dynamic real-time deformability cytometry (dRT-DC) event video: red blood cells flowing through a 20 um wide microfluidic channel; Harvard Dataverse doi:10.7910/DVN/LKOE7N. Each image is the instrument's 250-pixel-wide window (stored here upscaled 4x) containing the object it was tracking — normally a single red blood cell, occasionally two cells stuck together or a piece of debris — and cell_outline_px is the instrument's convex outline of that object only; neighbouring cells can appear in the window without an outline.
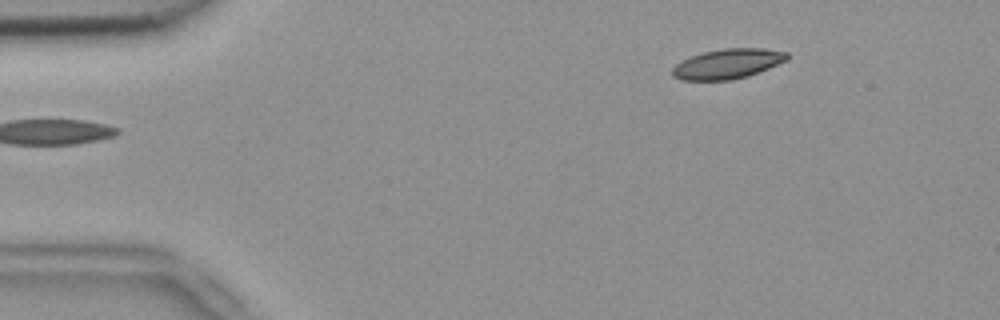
{"species": "common noctule bat (a hibernating species)", "species_latin": "Nyctalus noctula", "temperature_condition": "room temperature", "stored_images_in_passage": 10, "camera_frame_rate_fps": 3000, "um_per_image_px": 0.085, "animal": {"sex": "female", "body_mass_g": 18.4}, "frame": {"image": 1, "passage_image": 1, "time_ms": 0.0, "image_size_px": [1000, 320], "cell_outline_px": [[788, 60], [748, 76], [732, 80], [680, 80], [672, 76], [672, 68], [676, 64], [692, 56], [704, 52], [724, 48], [764, 48], [788, 52]], "centroid_in_image_um": [61.86, 5.43], "position_along_channel_um": 23.1, "area_um2": 19.94}}